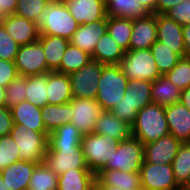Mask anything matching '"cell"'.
I'll use <instances>...</instances> for the list:
<instances>
[{
	"label": "cell",
	"instance_id": "obj_1",
	"mask_svg": "<svg viewBox=\"0 0 190 190\" xmlns=\"http://www.w3.org/2000/svg\"><path fill=\"white\" fill-rule=\"evenodd\" d=\"M132 136L143 144L155 142L159 138L169 134L164 107L151 103L137 112V116L131 125Z\"/></svg>",
	"mask_w": 190,
	"mask_h": 190
},
{
	"label": "cell",
	"instance_id": "obj_2",
	"mask_svg": "<svg viewBox=\"0 0 190 190\" xmlns=\"http://www.w3.org/2000/svg\"><path fill=\"white\" fill-rule=\"evenodd\" d=\"M40 35L58 36L70 40L79 24L66 4L49 1L37 22Z\"/></svg>",
	"mask_w": 190,
	"mask_h": 190
},
{
	"label": "cell",
	"instance_id": "obj_3",
	"mask_svg": "<svg viewBox=\"0 0 190 190\" xmlns=\"http://www.w3.org/2000/svg\"><path fill=\"white\" fill-rule=\"evenodd\" d=\"M128 79L121 71L118 64H107L102 68V73L97 82L96 101L103 111H110L124 97Z\"/></svg>",
	"mask_w": 190,
	"mask_h": 190
},
{
	"label": "cell",
	"instance_id": "obj_4",
	"mask_svg": "<svg viewBox=\"0 0 190 190\" xmlns=\"http://www.w3.org/2000/svg\"><path fill=\"white\" fill-rule=\"evenodd\" d=\"M10 135L18 145L21 160L38 164L43 163L48 150V131H34L27 129L25 125L13 124Z\"/></svg>",
	"mask_w": 190,
	"mask_h": 190
},
{
	"label": "cell",
	"instance_id": "obj_5",
	"mask_svg": "<svg viewBox=\"0 0 190 190\" xmlns=\"http://www.w3.org/2000/svg\"><path fill=\"white\" fill-rule=\"evenodd\" d=\"M118 65L128 80L153 82L161 76L150 48L128 50Z\"/></svg>",
	"mask_w": 190,
	"mask_h": 190
},
{
	"label": "cell",
	"instance_id": "obj_6",
	"mask_svg": "<svg viewBox=\"0 0 190 190\" xmlns=\"http://www.w3.org/2000/svg\"><path fill=\"white\" fill-rule=\"evenodd\" d=\"M118 141L110 136L90 133L82 136L81 147L86 163L95 175L104 168L116 151Z\"/></svg>",
	"mask_w": 190,
	"mask_h": 190
},
{
	"label": "cell",
	"instance_id": "obj_7",
	"mask_svg": "<svg viewBox=\"0 0 190 190\" xmlns=\"http://www.w3.org/2000/svg\"><path fill=\"white\" fill-rule=\"evenodd\" d=\"M143 162L144 145L137 138L130 136L118 142L116 151L102 170L140 172Z\"/></svg>",
	"mask_w": 190,
	"mask_h": 190
},
{
	"label": "cell",
	"instance_id": "obj_8",
	"mask_svg": "<svg viewBox=\"0 0 190 190\" xmlns=\"http://www.w3.org/2000/svg\"><path fill=\"white\" fill-rule=\"evenodd\" d=\"M43 163L57 175L71 169H89L81 146H48Z\"/></svg>",
	"mask_w": 190,
	"mask_h": 190
},
{
	"label": "cell",
	"instance_id": "obj_9",
	"mask_svg": "<svg viewBox=\"0 0 190 190\" xmlns=\"http://www.w3.org/2000/svg\"><path fill=\"white\" fill-rule=\"evenodd\" d=\"M105 64L91 60L76 72L70 73L72 98L96 99L102 68Z\"/></svg>",
	"mask_w": 190,
	"mask_h": 190
},
{
	"label": "cell",
	"instance_id": "obj_10",
	"mask_svg": "<svg viewBox=\"0 0 190 190\" xmlns=\"http://www.w3.org/2000/svg\"><path fill=\"white\" fill-rule=\"evenodd\" d=\"M14 62L20 76H36L50 72L39 39L28 45H20Z\"/></svg>",
	"mask_w": 190,
	"mask_h": 190
},
{
	"label": "cell",
	"instance_id": "obj_11",
	"mask_svg": "<svg viewBox=\"0 0 190 190\" xmlns=\"http://www.w3.org/2000/svg\"><path fill=\"white\" fill-rule=\"evenodd\" d=\"M139 173L142 190H182L175 180L172 164L144 161Z\"/></svg>",
	"mask_w": 190,
	"mask_h": 190
},
{
	"label": "cell",
	"instance_id": "obj_12",
	"mask_svg": "<svg viewBox=\"0 0 190 190\" xmlns=\"http://www.w3.org/2000/svg\"><path fill=\"white\" fill-rule=\"evenodd\" d=\"M69 104L73 111L71 123L82 135L93 133L95 122L103 112L96 99L72 98Z\"/></svg>",
	"mask_w": 190,
	"mask_h": 190
},
{
	"label": "cell",
	"instance_id": "obj_13",
	"mask_svg": "<svg viewBox=\"0 0 190 190\" xmlns=\"http://www.w3.org/2000/svg\"><path fill=\"white\" fill-rule=\"evenodd\" d=\"M182 143L170 133L144 145V161L152 164H172Z\"/></svg>",
	"mask_w": 190,
	"mask_h": 190
},
{
	"label": "cell",
	"instance_id": "obj_14",
	"mask_svg": "<svg viewBox=\"0 0 190 190\" xmlns=\"http://www.w3.org/2000/svg\"><path fill=\"white\" fill-rule=\"evenodd\" d=\"M0 23L19 45H28L39 39L40 33L37 23L17 14L1 18Z\"/></svg>",
	"mask_w": 190,
	"mask_h": 190
},
{
	"label": "cell",
	"instance_id": "obj_15",
	"mask_svg": "<svg viewBox=\"0 0 190 190\" xmlns=\"http://www.w3.org/2000/svg\"><path fill=\"white\" fill-rule=\"evenodd\" d=\"M157 41L156 14L132 20L129 50L149 49Z\"/></svg>",
	"mask_w": 190,
	"mask_h": 190
},
{
	"label": "cell",
	"instance_id": "obj_16",
	"mask_svg": "<svg viewBox=\"0 0 190 190\" xmlns=\"http://www.w3.org/2000/svg\"><path fill=\"white\" fill-rule=\"evenodd\" d=\"M157 41L167 45L181 57H185L182 27L164 14H156Z\"/></svg>",
	"mask_w": 190,
	"mask_h": 190
},
{
	"label": "cell",
	"instance_id": "obj_17",
	"mask_svg": "<svg viewBox=\"0 0 190 190\" xmlns=\"http://www.w3.org/2000/svg\"><path fill=\"white\" fill-rule=\"evenodd\" d=\"M169 133L181 143L190 142V110L180 102L164 107Z\"/></svg>",
	"mask_w": 190,
	"mask_h": 190
},
{
	"label": "cell",
	"instance_id": "obj_18",
	"mask_svg": "<svg viewBox=\"0 0 190 190\" xmlns=\"http://www.w3.org/2000/svg\"><path fill=\"white\" fill-rule=\"evenodd\" d=\"M66 6L79 25L107 20L106 6L99 0H69Z\"/></svg>",
	"mask_w": 190,
	"mask_h": 190
},
{
	"label": "cell",
	"instance_id": "obj_19",
	"mask_svg": "<svg viewBox=\"0 0 190 190\" xmlns=\"http://www.w3.org/2000/svg\"><path fill=\"white\" fill-rule=\"evenodd\" d=\"M106 32L107 20H98L91 24L79 25L69 41L72 45L93 56L97 42Z\"/></svg>",
	"mask_w": 190,
	"mask_h": 190
},
{
	"label": "cell",
	"instance_id": "obj_20",
	"mask_svg": "<svg viewBox=\"0 0 190 190\" xmlns=\"http://www.w3.org/2000/svg\"><path fill=\"white\" fill-rule=\"evenodd\" d=\"M94 185L114 186V190H142L139 172L100 170L95 175Z\"/></svg>",
	"mask_w": 190,
	"mask_h": 190
},
{
	"label": "cell",
	"instance_id": "obj_21",
	"mask_svg": "<svg viewBox=\"0 0 190 190\" xmlns=\"http://www.w3.org/2000/svg\"><path fill=\"white\" fill-rule=\"evenodd\" d=\"M37 165L38 163L19 160L7 166L0 174L10 190H27L33 170Z\"/></svg>",
	"mask_w": 190,
	"mask_h": 190
},
{
	"label": "cell",
	"instance_id": "obj_22",
	"mask_svg": "<svg viewBox=\"0 0 190 190\" xmlns=\"http://www.w3.org/2000/svg\"><path fill=\"white\" fill-rule=\"evenodd\" d=\"M94 133L110 136L118 142L132 136L131 125L114 116L110 111H103L94 126Z\"/></svg>",
	"mask_w": 190,
	"mask_h": 190
},
{
	"label": "cell",
	"instance_id": "obj_23",
	"mask_svg": "<svg viewBox=\"0 0 190 190\" xmlns=\"http://www.w3.org/2000/svg\"><path fill=\"white\" fill-rule=\"evenodd\" d=\"M48 104H67L72 100L69 75L57 71L47 73Z\"/></svg>",
	"mask_w": 190,
	"mask_h": 190
},
{
	"label": "cell",
	"instance_id": "obj_24",
	"mask_svg": "<svg viewBox=\"0 0 190 190\" xmlns=\"http://www.w3.org/2000/svg\"><path fill=\"white\" fill-rule=\"evenodd\" d=\"M10 110L14 124L25 125L27 129L34 131H47L42 120L40 107L24 100Z\"/></svg>",
	"mask_w": 190,
	"mask_h": 190
},
{
	"label": "cell",
	"instance_id": "obj_25",
	"mask_svg": "<svg viewBox=\"0 0 190 190\" xmlns=\"http://www.w3.org/2000/svg\"><path fill=\"white\" fill-rule=\"evenodd\" d=\"M95 174L89 169H71L58 175V190H92Z\"/></svg>",
	"mask_w": 190,
	"mask_h": 190
},
{
	"label": "cell",
	"instance_id": "obj_26",
	"mask_svg": "<svg viewBox=\"0 0 190 190\" xmlns=\"http://www.w3.org/2000/svg\"><path fill=\"white\" fill-rule=\"evenodd\" d=\"M39 40L44 51L47 68L50 71H56L60 67L61 59L70 41L62 37L50 35H39Z\"/></svg>",
	"mask_w": 190,
	"mask_h": 190
},
{
	"label": "cell",
	"instance_id": "obj_27",
	"mask_svg": "<svg viewBox=\"0 0 190 190\" xmlns=\"http://www.w3.org/2000/svg\"><path fill=\"white\" fill-rule=\"evenodd\" d=\"M106 14L110 17L138 19L150 12L137 0H106Z\"/></svg>",
	"mask_w": 190,
	"mask_h": 190
},
{
	"label": "cell",
	"instance_id": "obj_28",
	"mask_svg": "<svg viewBox=\"0 0 190 190\" xmlns=\"http://www.w3.org/2000/svg\"><path fill=\"white\" fill-rule=\"evenodd\" d=\"M124 55L125 51L106 32L97 42L92 60L99 61L105 65L119 64Z\"/></svg>",
	"mask_w": 190,
	"mask_h": 190
},
{
	"label": "cell",
	"instance_id": "obj_29",
	"mask_svg": "<svg viewBox=\"0 0 190 190\" xmlns=\"http://www.w3.org/2000/svg\"><path fill=\"white\" fill-rule=\"evenodd\" d=\"M42 120L45 129L51 133L63 124L71 123L73 111L72 106L67 104H47L41 108Z\"/></svg>",
	"mask_w": 190,
	"mask_h": 190
},
{
	"label": "cell",
	"instance_id": "obj_30",
	"mask_svg": "<svg viewBox=\"0 0 190 190\" xmlns=\"http://www.w3.org/2000/svg\"><path fill=\"white\" fill-rule=\"evenodd\" d=\"M151 94L153 103L166 107L180 101L181 90L161 75L152 82Z\"/></svg>",
	"mask_w": 190,
	"mask_h": 190
},
{
	"label": "cell",
	"instance_id": "obj_31",
	"mask_svg": "<svg viewBox=\"0 0 190 190\" xmlns=\"http://www.w3.org/2000/svg\"><path fill=\"white\" fill-rule=\"evenodd\" d=\"M47 73L26 77L25 100L37 107L48 104L47 99Z\"/></svg>",
	"mask_w": 190,
	"mask_h": 190
},
{
	"label": "cell",
	"instance_id": "obj_32",
	"mask_svg": "<svg viewBox=\"0 0 190 190\" xmlns=\"http://www.w3.org/2000/svg\"><path fill=\"white\" fill-rule=\"evenodd\" d=\"M107 32L125 52L129 50L132 19L107 16Z\"/></svg>",
	"mask_w": 190,
	"mask_h": 190
},
{
	"label": "cell",
	"instance_id": "obj_33",
	"mask_svg": "<svg viewBox=\"0 0 190 190\" xmlns=\"http://www.w3.org/2000/svg\"><path fill=\"white\" fill-rule=\"evenodd\" d=\"M151 90L152 82L146 80H128L125 93H128V102L140 111L143 107L153 103Z\"/></svg>",
	"mask_w": 190,
	"mask_h": 190
},
{
	"label": "cell",
	"instance_id": "obj_34",
	"mask_svg": "<svg viewBox=\"0 0 190 190\" xmlns=\"http://www.w3.org/2000/svg\"><path fill=\"white\" fill-rule=\"evenodd\" d=\"M92 60V56L81 50L77 46L69 43L66 51L61 59L60 67L56 70L57 72L69 75L70 73L76 72L83 66L88 64Z\"/></svg>",
	"mask_w": 190,
	"mask_h": 190
},
{
	"label": "cell",
	"instance_id": "obj_35",
	"mask_svg": "<svg viewBox=\"0 0 190 190\" xmlns=\"http://www.w3.org/2000/svg\"><path fill=\"white\" fill-rule=\"evenodd\" d=\"M82 136L72 123L63 124L49 133L48 146H81Z\"/></svg>",
	"mask_w": 190,
	"mask_h": 190
},
{
	"label": "cell",
	"instance_id": "obj_36",
	"mask_svg": "<svg viewBox=\"0 0 190 190\" xmlns=\"http://www.w3.org/2000/svg\"><path fill=\"white\" fill-rule=\"evenodd\" d=\"M27 190H58V175L44 163L38 164L33 170Z\"/></svg>",
	"mask_w": 190,
	"mask_h": 190
},
{
	"label": "cell",
	"instance_id": "obj_37",
	"mask_svg": "<svg viewBox=\"0 0 190 190\" xmlns=\"http://www.w3.org/2000/svg\"><path fill=\"white\" fill-rule=\"evenodd\" d=\"M177 184L183 188L190 179V143H182L172 161Z\"/></svg>",
	"mask_w": 190,
	"mask_h": 190
},
{
	"label": "cell",
	"instance_id": "obj_38",
	"mask_svg": "<svg viewBox=\"0 0 190 190\" xmlns=\"http://www.w3.org/2000/svg\"><path fill=\"white\" fill-rule=\"evenodd\" d=\"M150 49L161 75H165L169 72L181 59L179 54L159 41H156Z\"/></svg>",
	"mask_w": 190,
	"mask_h": 190
},
{
	"label": "cell",
	"instance_id": "obj_39",
	"mask_svg": "<svg viewBox=\"0 0 190 190\" xmlns=\"http://www.w3.org/2000/svg\"><path fill=\"white\" fill-rule=\"evenodd\" d=\"M167 79L180 90L190 87V58L181 57L178 63L165 74Z\"/></svg>",
	"mask_w": 190,
	"mask_h": 190
},
{
	"label": "cell",
	"instance_id": "obj_40",
	"mask_svg": "<svg viewBox=\"0 0 190 190\" xmlns=\"http://www.w3.org/2000/svg\"><path fill=\"white\" fill-rule=\"evenodd\" d=\"M50 0H18L15 14L37 23Z\"/></svg>",
	"mask_w": 190,
	"mask_h": 190
},
{
	"label": "cell",
	"instance_id": "obj_41",
	"mask_svg": "<svg viewBox=\"0 0 190 190\" xmlns=\"http://www.w3.org/2000/svg\"><path fill=\"white\" fill-rule=\"evenodd\" d=\"M20 154L18 145L11 135L0 137V172L7 166L19 161Z\"/></svg>",
	"mask_w": 190,
	"mask_h": 190
},
{
	"label": "cell",
	"instance_id": "obj_42",
	"mask_svg": "<svg viewBox=\"0 0 190 190\" xmlns=\"http://www.w3.org/2000/svg\"><path fill=\"white\" fill-rule=\"evenodd\" d=\"M26 77L18 75L5 88V107L13 106L25 100Z\"/></svg>",
	"mask_w": 190,
	"mask_h": 190
},
{
	"label": "cell",
	"instance_id": "obj_43",
	"mask_svg": "<svg viewBox=\"0 0 190 190\" xmlns=\"http://www.w3.org/2000/svg\"><path fill=\"white\" fill-rule=\"evenodd\" d=\"M19 46L0 23V59L15 61Z\"/></svg>",
	"mask_w": 190,
	"mask_h": 190
},
{
	"label": "cell",
	"instance_id": "obj_44",
	"mask_svg": "<svg viewBox=\"0 0 190 190\" xmlns=\"http://www.w3.org/2000/svg\"><path fill=\"white\" fill-rule=\"evenodd\" d=\"M110 112L120 120L132 125L138 110L128 102V93H125L124 97L121 98L118 104L115 105Z\"/></svg>",
	"mask_w": 190,
	"mask_h": 190
},
{
	"label": "cell",
	"instance_id": "obj_45",
	"mask_svg": "<svg viewBox=\"0 0 190 190\" xmlns=\"http://www.w3.org/2000/svg\"><path fill=\"white\" fill-rule=\"evenodd\" d=\"M164 15L181 26L190 24V0H183L178 5L167 10Z\"/></svg>",
	"mask_w": 190,
	"mask_h": 190
},
{
	"label": "cell",
	"instance_id": "obj_46",
	"mask_svg": "<svg viewBox=\"0 0 190 190\" xmlns=\"http://www.w3.org/2000/svg\"><path fill=\"white\" fill-rule=\"evenodd\" d=\"M17 76L15 62L0 59V86L6 88Z\"/></svg>",
	"mask_w": 190,
	"mask_h": 190
},
{
	"label": "cell",
	"instance_id": "obj_47",
	"mask_svg": "<svg viewBox=\"0 0 190 190\" xmlns=\"http://www.w3.org/2000/svg\"><path fill=\"white\" fill-rule=\"evenodd\" d=\"M13 124L11 110L5 106L0 107V137L10 135Z\"/></svg>",
	"mask_w": 190,
	"mask_h": 190
},
{
	"label": "cell",
	"instance_id": "obj_48",
	"mask_svg": "<svg viewBox=\"0 0 190 190\" xmlns=\"http://www.w3.org/2000/svg\"><path fill=\"white\" fill-rule=\"evenodd\" d=\"M18 0H0V19L15 14Z\"/></svg>",
	"mask_w": 190,
	"mask_h": 190
},
{
	"label": "cell",
	"instance_id": "obj_49",
	"mask_svg": "<svg viewBox=\"0 0 190 190\" xmlns=\"http://www.w3.org/2000/svg\"><path fill=\"white\" fill-rule=\"evenodd\" d=\"M183 0H156L154 14H164L167 10L178 5Z\"/></svg>",
	"mask_w": 190,
	"mask_h": 190
},
{
	"label": "cell",
	"instance_id": "obj_50",
	"mask_svg": "<svg viewBox=\"0 0 190 190\" xmlns=\"http://www.w3.org/2000/svg\"><path fill=\"white\" fill-rule=\"evenodd\" d=\"M183 38H184V47H185V56L190 55V24L184 25L182 27Z\"/></svg>",
	"mask_w": 190,
	"mask_h": 190
},
{
	"label": "cell",
	"instance_id": "obj_51",
	"mask_svg": "<svg viewBox=\"0 0 190 190\" xmlns=\"http://www.w3.org/2000/svg\"><path fill=\"white\" fill-rule=\"evenodd\" d=\"M179 102L190 110V87L181 90Z\"/></svg>",
	"mask_w": 190,
	"mask_h": 190
},
{
	"label": "cell",
	"instance_id": "obj_52",
	"mask_svg": "<svg viewBox=\"0 0 190 190\" xmlns=\"http://www.w3.org/2000/svg\"><path fill=\"white\" fill-rule=\"evenodd\" d=\"M142 5L145 6V8L150 12L153 13L155 11V4L156 0H137Z\"/></svg>",
	"mask_w": 190,
	"mask_h": 190
},
{
	"label": "cell",
	"instance_id": "obj_53",
	"mask_svg": "<svg viewBox=\"0 0 190 190\" xmlns=\"http://www.w3.org/2000/svg\"><path fill=\"white\" fill-rule=\"evenodd\" d=\"M5 88L0 86V107L5 106Z\"/></svg>",
	"mask_w": 190,
	"mask_h": 190
},
{
	"label": "cell",
	"instance_id": "obj_54",
	"mask_svg": "<svg viewBox=\"0 0 190 190\" xmlns=\"http://www.w3.org/2000/svg\"><path fill=\"white\" fill-rule=\"evenodd\" d=\"M92 190H114V186L107 185H94Z\"/></svg>",
	"mask_w": 190,
	"mask_h": 190
},
{
	"label": "cell",
	"instance_id": "obj_55",
	"mask_svg": "<svg viewBox=\"0 0 190 190\" xmlns=\"http://www.w3.org/2000/svg\"><path fill=\"white\" fill-rule=\"evenodd\" d=\"M0 190H10L6 185V183H4L1 174H0Z\"/></svg>",
	"mask_w": 190,
	"mask_h": 190
},
{
	"label": "cell",
	"instance_id": "obj_56",
	"mask_svg": "<svg viewBox=\"0 0 190 190\" xmlns=\"http://www.w3.org/2000/svg\"><path fill=\"white\" fill-rule=\"evenodd\" d=\"M51 2H54V3H63V4H66V2H68L69 0H50Z\"/></svg>",
	"mask_w": 190,
	"mask_h": 190
},
{
	"label": "cell",
	"instance_id": "obj_57",
	"mask_svg": "<svg viewBox=\"0 0 190 190\" xmlns=\"http://www.w3.org/2000/svg\"><path fill=\"white\" fill-rule=\"evenodd\" d=\"M182 190H190V179H189V181L185 184V186L182 188Z\"/></svg>",
	"mask_w": 190,
	"mask_h": 190
},
{
	"label": "cell",
	"instance_id": "obj_58",
	"mask_svg": "<svg viewBox=\"0 0 190 190\" xmlns=\"http://www.w3.org/2000/svg\"><path fill=\"white\" fill-rule=\"evenodd\" d=\"M99 1L103 2L104 4L106 3V0H99Z\"/></svg>",
	"mask_w": 190,
	"mask_h": 190
}]
</instances>
